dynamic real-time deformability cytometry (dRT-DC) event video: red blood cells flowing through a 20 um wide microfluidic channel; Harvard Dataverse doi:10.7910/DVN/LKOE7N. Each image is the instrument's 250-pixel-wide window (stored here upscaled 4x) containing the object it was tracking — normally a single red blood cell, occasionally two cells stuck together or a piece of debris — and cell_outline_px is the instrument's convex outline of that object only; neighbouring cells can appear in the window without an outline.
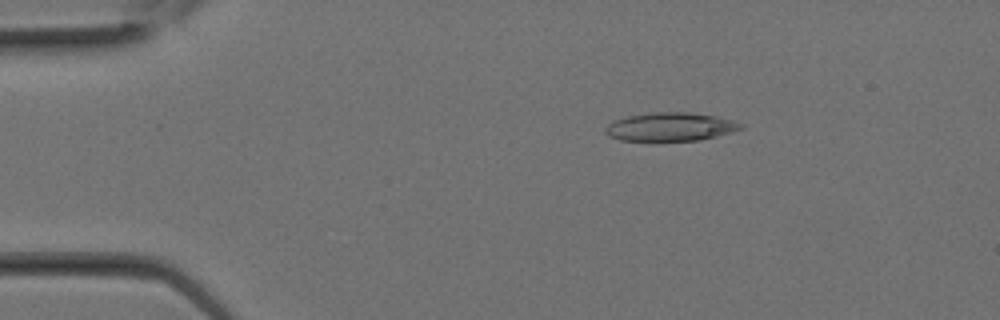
{"species": "Egyptian fruit bat (a non-hibernating species)", "species_latin": "Rousettus aegyptiacus", "temperature_condition": "room temperature", "stored_images_in_passage": 10, "camera_frame_rate_fps": 3000, "um_per_image_px": 0.085, "animal": {"sex": "female"}, "frame": {"image": 1, "passage_image": 5, "time_ms": 1.333, "image_size_px": [1000, 320], "cell_outline_px": [[744, 128], [732, 132], [700, 140], [656, 144], [620, 140], [608, 136], [604, 132], [604, 128], [612, 120], [628, 116], [652, 112], [688, 112], [716, 116], [732, 120], [744, 124]], "centroid_in_image_um": [56.92, 10.83], "position_along_channel_um": 28.1, "area_um2": 23.64}}
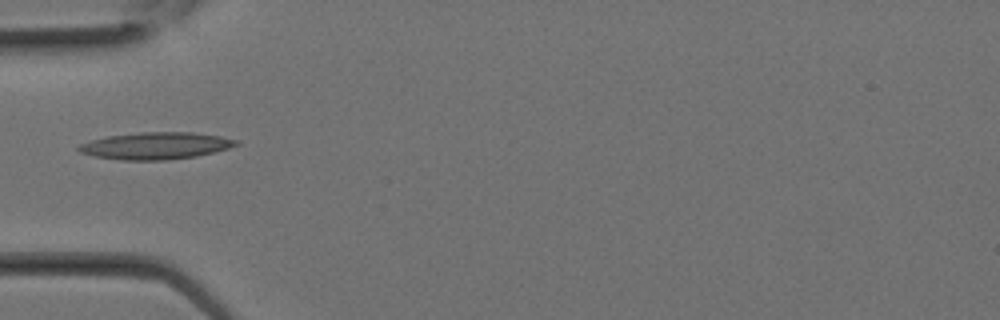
{"frame": {"image": 2, "passage_image": 9, "time_ms": 2.667, "image_size_px": [1000, 320], "cell_outline_px": [[240, 144], [228, 148], [196, 156], [168, 160], [120, 160], [96, 156], [80, 152], [76, 148], [80, 144], [92, 140], [108, 136], [140, 132], [192, 132], [220, 136], [236, 140]], "centroid_in_image_um": [13.23, 12.39], "position_along_channel_um": 71.8, "area_um2": 24.57}}